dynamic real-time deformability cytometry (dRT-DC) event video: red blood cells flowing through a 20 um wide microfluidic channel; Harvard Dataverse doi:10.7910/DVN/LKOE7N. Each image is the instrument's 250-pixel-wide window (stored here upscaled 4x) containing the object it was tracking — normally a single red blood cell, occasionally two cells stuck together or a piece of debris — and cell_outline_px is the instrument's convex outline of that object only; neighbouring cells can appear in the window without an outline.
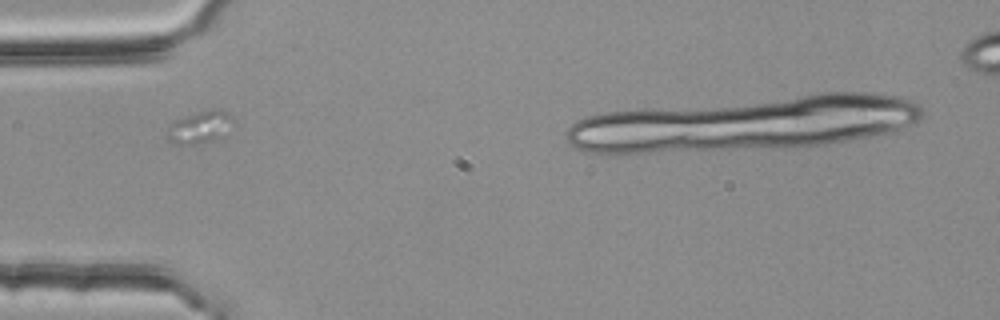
{"species": "common noctule bat (a hibernating species)", "species_latin": "Nyctalus noctula", "temperature_condition": "room temperature", "stored_images_in_passage": 10, "camera_frame_rate_fps": 3000, "um_per_image_px": 0.085, "animal": {"sex": "female", "body_mass_g": 25.1}, "frame": {"image": 1, "passage_image": 2, "time_ms": 0.333, "image_size_px": [1000, 320], "cell_outline_px": [[236, 120], [220, 136], [212, 140], [196, 144], [180, 144], [172, 140], [168, 136], [168, 128], [176, 120], [192, 112], [212, 108], [220, 108], [228, 112]], "centroid_in_image_um": [17.05, 10.74], "position_along_channel_um": 68.0, "area_um2": 12.25}}
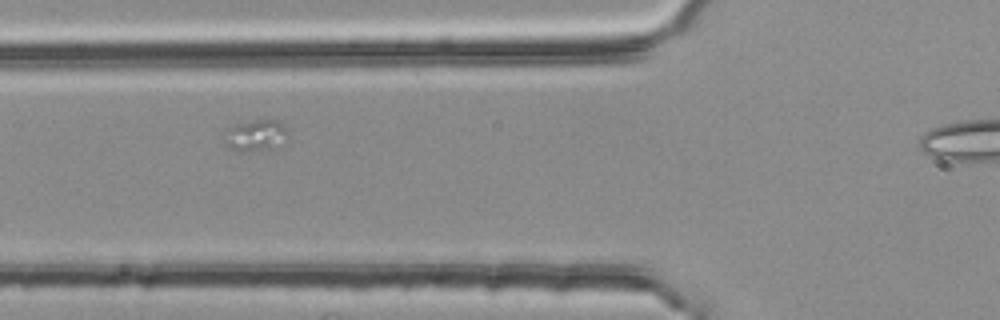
{"frame": {"image": 2, "passage_image": 5, "time_ms": 1.333, "image_size_px": [1000, 320], "cell_outline_px": [[288, 132], [272, 148], [232, 148], [224, 144], [224, 128], [256, 120], [276, 120]], "centroid_in_image_um": [21.63, 11.44], "position_along_channel_um": 104.2, "area_um2": 10.46}}